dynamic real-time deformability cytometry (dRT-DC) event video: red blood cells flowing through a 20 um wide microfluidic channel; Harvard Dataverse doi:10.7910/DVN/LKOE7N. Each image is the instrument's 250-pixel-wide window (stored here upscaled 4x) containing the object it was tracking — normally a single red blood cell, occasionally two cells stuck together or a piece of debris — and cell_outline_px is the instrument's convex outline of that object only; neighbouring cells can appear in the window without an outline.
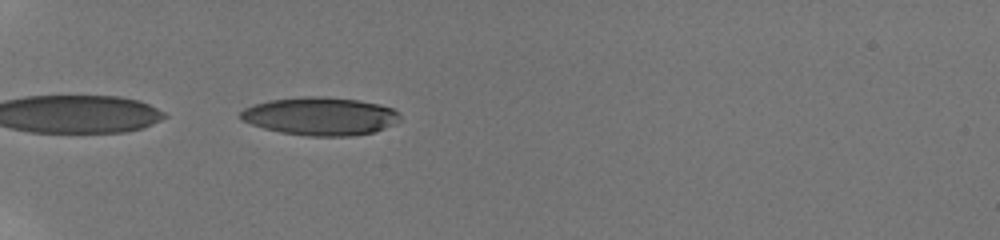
{"species": "human", "species_latin": "Homo sapiens", "temperature_condition": "room temperature", "stored_images_in_passage": 37, "camera_frame_rate_fps": 3000, "um_per_image_px": 0.085, "donor": {"sex": "male"}, "frame": {"image": 1, "passage_image": 1, "time_ms": 0.0, "image_size_px": [1000, 240], "cell_outline_px": [[400, 120], [396, 124], [372, 132], [352, 136], [308, 136], [280, 132], [264, 128], [240, 120], [240, 112], [244, 108], [252, 104], [268, 100], [300, 96], [324, 96], [360, 100], [380, 104], [392, 108], [400, 112]], "centroid_in_image_um": [27.23, 9.86], "position_along_channel_um": 57.8, "area_um2": 35.78}}
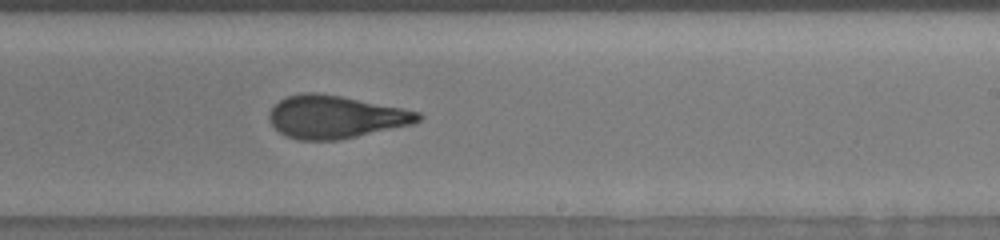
{"frame": {"image": 2, "passage_image": 19, "time_ms": 6.0, "image_size_px": [1000, 240], "cell_outline_px": [[424, 116], [420, 120], [412, 124], [356, 136], [336, 140], [296, 140], [280, 132], [268, 120], [268, 112], [280, 100], [288, 96], [300, 92], [316, 92], [340, 96], [404, 108], [420, 112]], "centroid_in_image_um": [28.5, 9.93], "position_along_channel_um": 260.5, "area_um2": 36.99}}
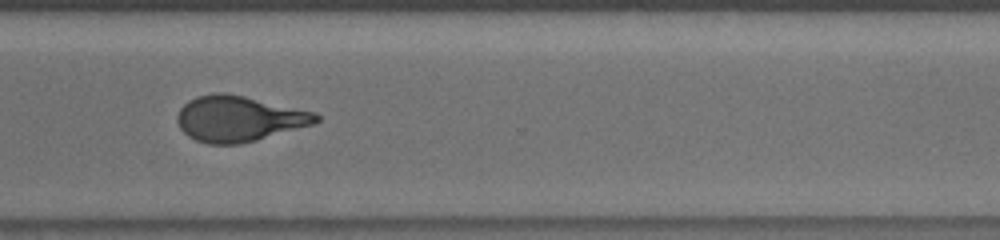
{"frame": {"image": 3, "passage_image": 26, "time_ms": 8.333, "image_size_px": [1000, 240], "cell_outline_px": [[320, 120], [312, 124], [256, 140], [240, 144], [208, 144], [196, 140], [188, 136], [180, 128], [176, 120], [176, 116], [180, 108], [188, 100], [196, 96], [216, 92], [224, 92], [244, 96], [316, 112], [320, 116]], "centroid_in_image_um": [20.27, 10.08], "position_along_channel_um": 350.3, "area_um2": 36.88}, "authors_computed_cell_mechanics": {"area_um2": 37.0498, "velocity_mm_per_s": 3.8579, "shape_relaxation_time_tau1_ms": 6.3477, "shape_relaxation_time_tau2_ms": 1.4559, "deformation_change_tau1": 0.2351, "deformation_change_tau2": 0.098}}